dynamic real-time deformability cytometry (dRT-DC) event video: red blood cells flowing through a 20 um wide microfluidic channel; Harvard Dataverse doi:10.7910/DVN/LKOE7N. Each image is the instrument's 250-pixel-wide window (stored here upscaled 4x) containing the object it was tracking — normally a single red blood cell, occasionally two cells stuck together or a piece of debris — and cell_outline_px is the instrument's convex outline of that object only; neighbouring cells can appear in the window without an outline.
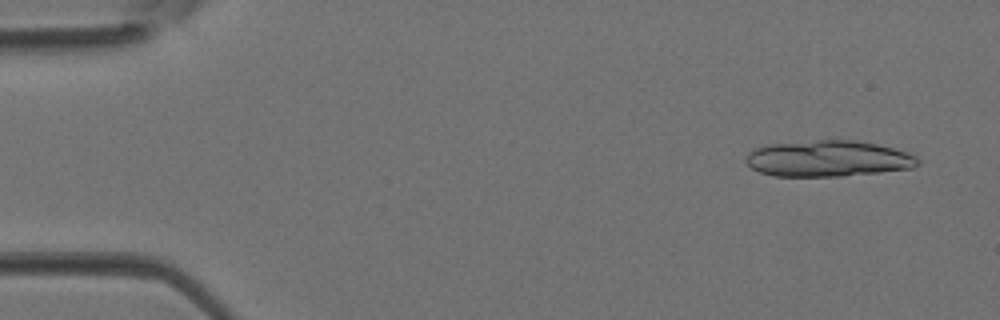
{"species": "Egyptian fruit bat (a non-hibernating species)", "species_latin": "Rousettus aegyptiacus", "temperature_condition": "room temperature", "stored_images_in_passage": 4, "segment_of_instrument_passage": [2, 2], "camera_frame_rate_fps": 3000, "um_per_image_px": 0.085, "animal": {"sex": "female"}, "frame": {"image": 1, "passage_image": 4, "time_ms": 1.0, "image_size_px": [1000, 320], "cell_outline_px": [[920, 164], [912, 168], [880, 172], [840, 176], [776, 176], [760, 172], [752, 168], [744, 160], [744, 156], [748, 152], [756, 148], [772, 144], [816, 140], [856, 140], [876, 144], [908, 152], [916, 156], [920, 160]], "centroid_in_image_um": [70.4, 13.48], "position_along_channel_um": 14.6, "area_um2": 36.18}}